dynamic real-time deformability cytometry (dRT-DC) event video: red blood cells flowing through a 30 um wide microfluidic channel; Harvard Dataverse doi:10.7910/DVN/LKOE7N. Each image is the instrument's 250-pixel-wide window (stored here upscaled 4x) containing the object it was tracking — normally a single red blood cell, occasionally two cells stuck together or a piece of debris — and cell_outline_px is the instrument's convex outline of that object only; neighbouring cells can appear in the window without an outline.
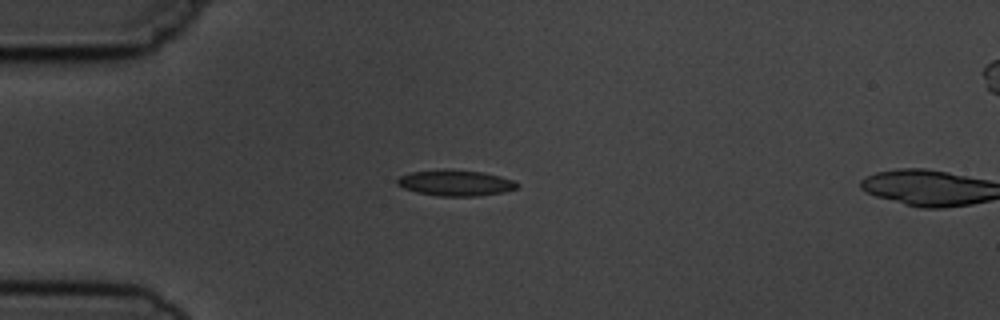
{"species": "common noctule bat (a hibernating species)", "species_latin": "Nyctalus noctula", "temperature_condition": "cold", "stored_images_in_passage": 3, "camera_frame_rate_fps": 3000, "um_per_image_px": 0.085, "animal": {"sex": "male", "body_mass_g": 19.5, "forearm_length_mm": 54.6}, "frame": {"image": 1, "passage_image": 2, "time_ms": 1.333, "image_size_px": [1000, 320], "cell_outline_px": [[520, 188], [504, 192], [476, 196], [440, 196], [416, 192], [404, 188], [396, 184], [396, 180], [400, 176], [412, 172], [440, 168], [444, 168], [484, 172], [500, 176], [512, 180], [520, 184]], "centroid_in_image_um": [38.73, 15.53], "position_along_channel_um": 46.3, "area_um2": 18.38}}